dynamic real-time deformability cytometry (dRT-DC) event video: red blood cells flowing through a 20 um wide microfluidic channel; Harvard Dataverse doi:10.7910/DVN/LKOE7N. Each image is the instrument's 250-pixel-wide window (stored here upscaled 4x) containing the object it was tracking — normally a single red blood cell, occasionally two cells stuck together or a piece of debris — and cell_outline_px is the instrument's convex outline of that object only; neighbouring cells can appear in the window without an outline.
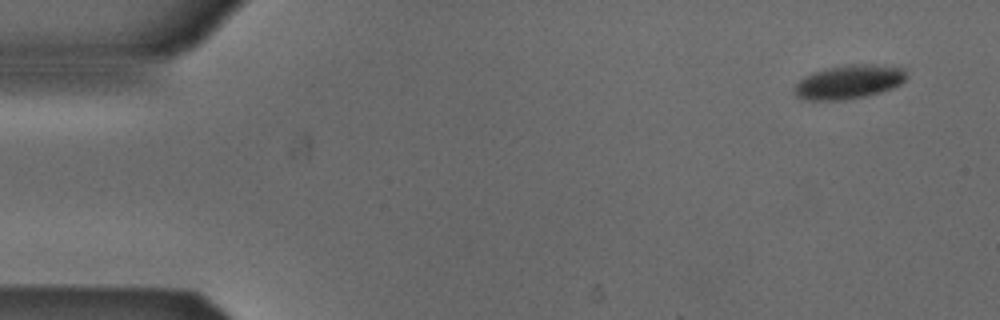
{"species": "Egyptian fruit bat (a non-hibernating species)", "species_latin": "Rousettus aegyptiacus", "temperature_condition": "cold", "stored_images_in_passage": 5, "camera_frame_rate_fps": 3000, "um_per_image_px": 0.085, "animal": {"sex": "male"}, "frame": {"image": 1, "passage_image": 1, "time_ms": 0.0, "image_size_px": [1000, 320], "cell_outline_px": [[908, 76], [900, 84], [892, 88], [880, 92], [864, 96], [844, 100], [804, 100], [796, 96], [792, 88], [804, 76], [812, 72], [844, 64], [872, 64], [904, 68]], "centroid_in_image_um": [72.13, 6.96], "position_along_channel_um": 12.9, "area_um2": 22.25}}